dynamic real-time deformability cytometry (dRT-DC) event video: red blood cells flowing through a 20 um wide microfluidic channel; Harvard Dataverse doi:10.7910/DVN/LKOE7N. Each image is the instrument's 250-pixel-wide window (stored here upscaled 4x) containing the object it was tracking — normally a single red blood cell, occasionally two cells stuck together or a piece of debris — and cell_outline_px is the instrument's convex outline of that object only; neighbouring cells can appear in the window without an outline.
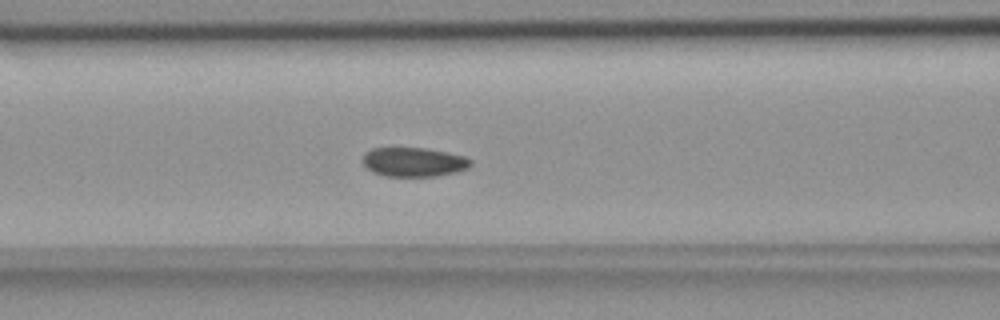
{"species": "common noctule bat (a hibernating species)", "species_latin": "Nyctalus noctula", "temperature_condition": "room temperature", "stored_images_in_passage": 57, "camera_frame_rate_fps": 3000, "um_per_image_px": 0.085, "animal": {"sex": "female", "body_mass_g": 18.4}, "frame": {"image": 1, "passage_image": 24, "time_ms": 7.667, "image_size_px": [1000, 320], "cell_outline_px": [[472, 164], [468, 168], [456, 172], [436, 176], [384, 176], [372, 172], [364, 164], [364, 152], [372, 148], [424, 148], [448, 152], [464, 156], [472, 160]], "centroid_in_image_um": [35.19, 13.77], "position_along_channel_um": 131.4, "area_um2": 18.38}}
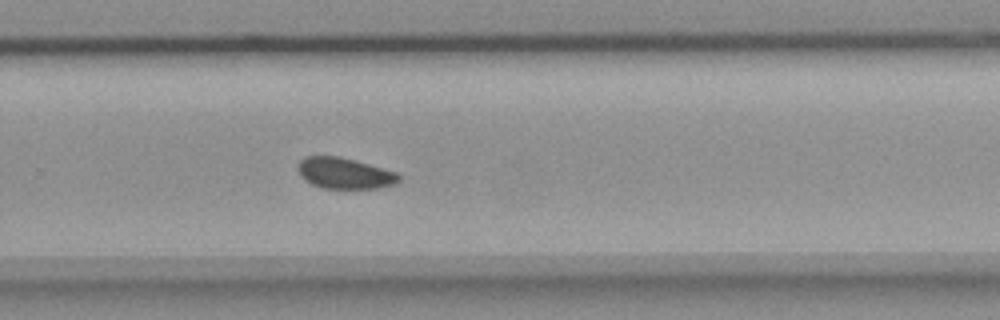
{"frame": {"image": 2, "passage_image": 38, "time_ms": 12.333, "image_size_px": [1000, 320], "cell_outline_px": [[400, 180], [396, 184], [380, 188], [320, 188], [312, 184], [300, 176], [296, 164], [304, 156], [340, 156], [396, 172], [400, 176]], "centroid_in_image_um": [29.26, 14.72], "position_along_channel_um": 300.5, "area_um2": 18.32}}
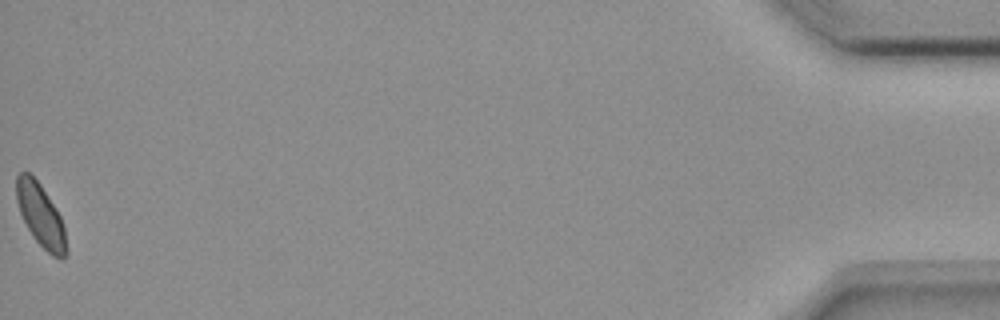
{"frame": {"image": 3, "passage_image": 57, "time_ms": 18.667, "image_size_px": [1000, 320], "cell_outline_px": [[68, 252], [60, 260], [52, 256], [32, 236], [20, 212], [16, 200], [16, 176], [20, 172], [28, 172], [40, 184], [60, 216], [64, 228]], "centroid_in_image_um": [3.45, 18.32], "position_along_channel_um": 431.7, "area_um2": 17.98}, "authors_computed_cell_mechanics": {"area_um2": 18.8428, "velocity_mm_per_s": 3.6333, "shape_relaxation_time_tau1_ms": null, "shape_relaxation_time_tau2_ms": 1.6652, "deformation_change_tau1": null, "deformation_change_tau2": 0.0586}}